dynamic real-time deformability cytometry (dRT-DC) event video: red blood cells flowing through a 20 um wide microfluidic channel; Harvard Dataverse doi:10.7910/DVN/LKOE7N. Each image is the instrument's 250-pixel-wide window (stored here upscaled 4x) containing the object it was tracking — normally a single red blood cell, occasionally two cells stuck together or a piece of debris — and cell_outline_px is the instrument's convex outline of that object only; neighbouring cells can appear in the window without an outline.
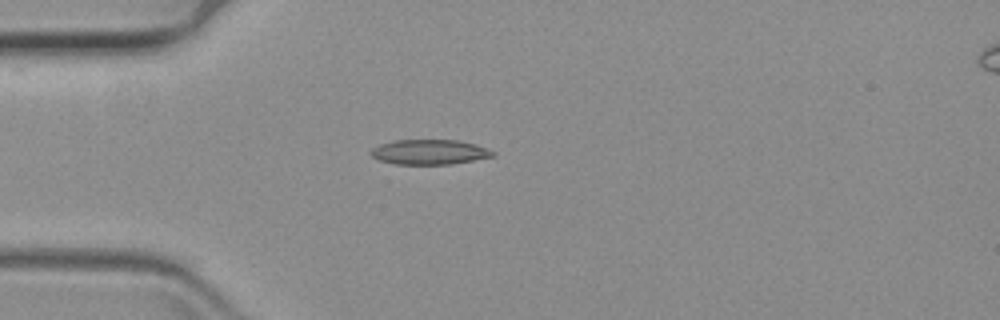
{"species": "common noctule bat (a hibernating species)", "species_latin": "Nyctalus noctula", "temperature_condition": "warm", "stored_images_in_passage": 17, "camera_frame_rate_fps": 3000, "um_per_image_px": 0.085, "animal": {"sex": "female", "body_mass_g": 19.3, "forearm_length_mm": 54.1}, "frame": {"image": 1, "passage_image": 12, "time_ms": 3.667, "image_size_px": [1000, 320], "cell_outline_px": [[496, 156], [452, 164], [396, 164], [380, 160], [372, 156], [368, 152], [372, 148], [380, 144], [396, 140], [456, 140], [476, 144], [488, 148], [496, 152]], "centroid_in_image_um": [36.54, 12.92], "position_along_channel_um": 48.5, "area_um2": 17.8}}
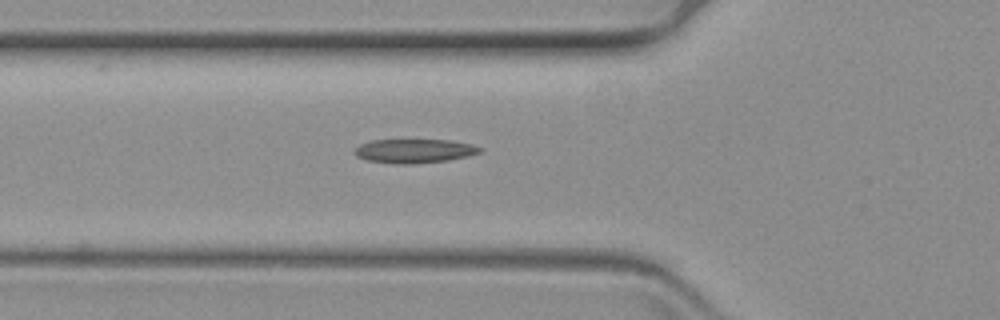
{"frame": {"image": 2, "passage_image": 17, "time_ms": 5.333, "image_size_px": [1000, 320], "cell_outline_px": [[484, 148], [480, 152], [468, 156], [448, 160], [412, 164], [392, 164], [368, 160], [356, 156], [356, 148], [360, 144], [372, 140], [448, 140], [472, 144]], "centroid_in_image_um": [35.24, 12.83], "position_along_channel_um": 90.6, "area_um2": 17.46}}